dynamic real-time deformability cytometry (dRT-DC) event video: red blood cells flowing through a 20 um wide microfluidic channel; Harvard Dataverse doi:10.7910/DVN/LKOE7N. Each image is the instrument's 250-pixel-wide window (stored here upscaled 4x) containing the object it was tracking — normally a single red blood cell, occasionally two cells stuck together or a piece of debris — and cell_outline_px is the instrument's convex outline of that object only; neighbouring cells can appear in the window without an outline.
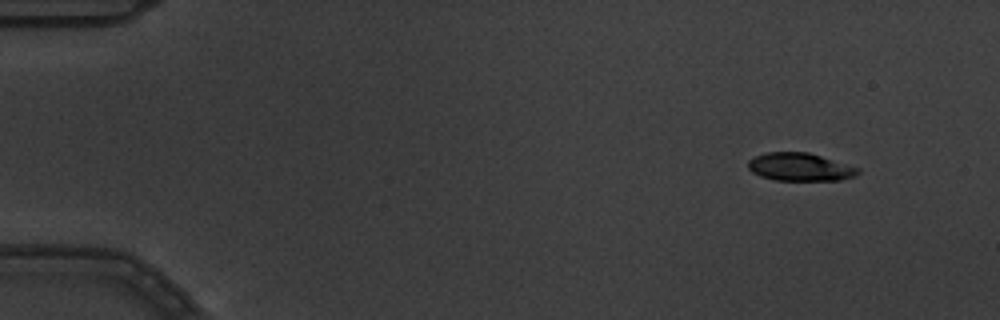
{"species": "common noctule bat (a hibernating species)", "species_latin": "Nyctalus noctula", "temperature_condition": "warm", "stored_images_in_passage": 7, "camera_frame_rate_fps": 3000, "um_per_image_px": 0.085, "animal": {"sex": "male", "body_mass_g": 19.5, "forearm_length_mm": 54.6}, "frame": {"image": 1, "passage_image": 1, "time_ms": 0.0, "image_size_px": [1000, 320], "cell_outline_px": [[860, 172], [856, 176], [840, 180], [772, 180], [760, 176], [752, 172], [748, 168], [748, 160], [756, 156], [768, 152], [808, 152], [860, 168]], "centroid_in_image_um": [68.0, 14.2], "position_along_channel_um": 17.0, "area_um2": 17.92}}
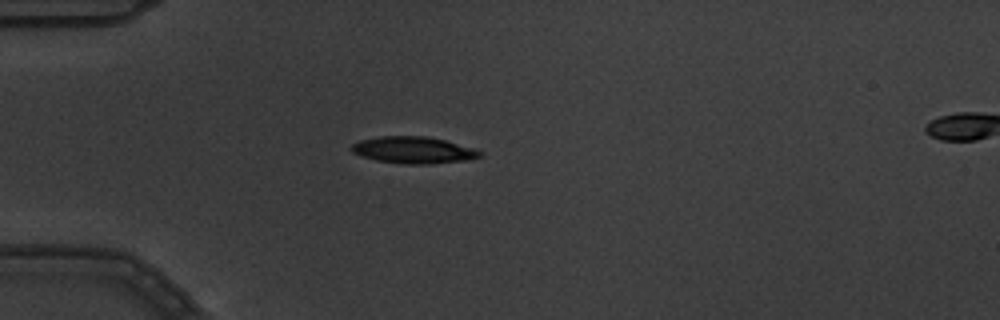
{"frame": {"image": 2, "passage_image": 4, "time_ms": 1.0, "image_size_px": [1000, 320], "cell_outline_px": [[480, 156], [464, 160], [428, 164], [404, 164], [376, 160], [360, 156], [352, 152], [348, 148], [352, 144], [360, 140], [380, 136], [428, 136], [476, 148], [480, 152]], "centroid_in_image_um": [35.08, 12.75], "position_along_channel_um": 49.9, "area_um2": 20.0}}
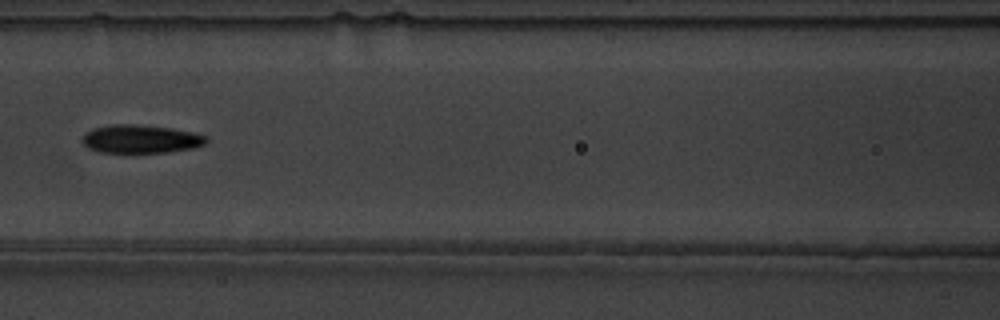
{"frame": {"image": 3, "passage_image": 7, "time_ms": 2.0, "image_size_px": [1000, 320], "cell_outline_px": [[208, 140], [204, 144], [192, 148], [168, 152], [100, 152], [88, 148], [80, 140], [84, 132], [92, 128], [112, 124], [136, 124], [172, 128], [192, 132], [208, 136]], "centroid_in_image_um": [11.92, 11.8], "position_along_channel_um": 154.7, "area_um2": 20.58}}